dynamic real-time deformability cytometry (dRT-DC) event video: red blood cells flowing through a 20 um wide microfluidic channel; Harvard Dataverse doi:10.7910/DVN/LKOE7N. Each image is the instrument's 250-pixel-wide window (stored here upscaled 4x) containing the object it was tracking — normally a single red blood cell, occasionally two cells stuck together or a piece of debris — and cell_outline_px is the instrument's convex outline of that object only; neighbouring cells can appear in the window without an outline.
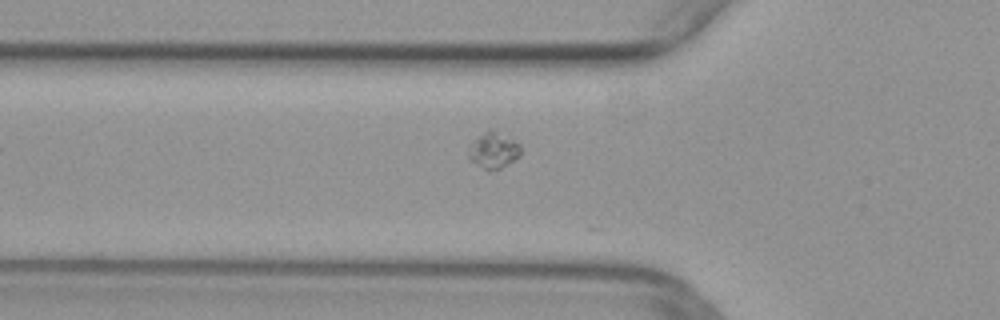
{"species": "common noctule bat (a hibernating species)", "species_latin": "Nyctalus noctula", "temperature_condition": "warm", "stored_images_in_passage": 5, "camera_frame_rate_fps": 3000, "um_per_image_px": 0.085, "animal": {"sex": "female", "body_mass_g": 29.2, "forearm_length_mm": 56.3}, "frame": {"image": 1, "passage_image": 2, "time_ms": 0.333, "image_size_px": [1000, 320], "cell_outline_px": [[520, 156], [500, 168], [488, 172], [472, 160], [468, 156], [468, 144], [472, 140], [484, 132], [496, 132], [520, 144]], "centroid_in_image_um": [41.91, 12.81], "position_along_channel_um": 83.9, "area_um2": 10.64}}